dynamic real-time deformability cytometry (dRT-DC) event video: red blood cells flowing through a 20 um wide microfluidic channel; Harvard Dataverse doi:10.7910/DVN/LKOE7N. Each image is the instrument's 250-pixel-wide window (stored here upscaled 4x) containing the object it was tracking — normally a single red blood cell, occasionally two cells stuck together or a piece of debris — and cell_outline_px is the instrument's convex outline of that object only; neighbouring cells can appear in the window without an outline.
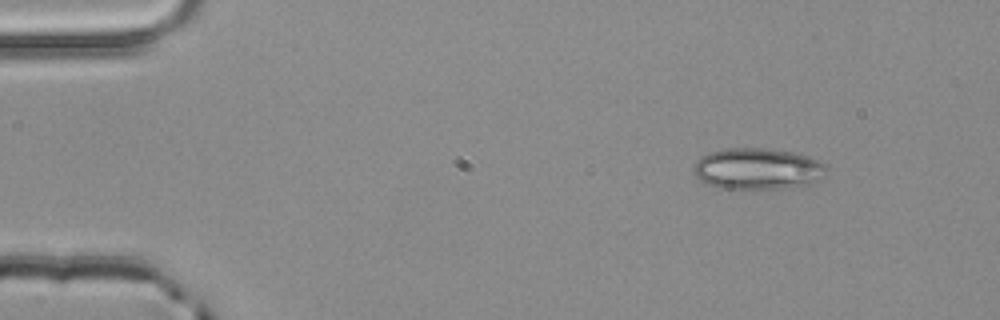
{"species": "common noctule bat (a hibernating species)", "species_latin": "Nyctalus noctula", "temperature_condition": "room temperature", "stored_images_in_passage": 3, "camera_frame_rate_fps": 3000, "um_per_image_px": 0.085, "animal": {"sex": "male", "body_mass_g": 20.4}, "frame": {"image": 1, "passage_image": 1, "time_ms": 0.0, "image_size_px": [1000, 320], "cell_outline_px": [[828, 172], [824, 176], [812, 184], [784, 188], [720, 188], [704, 184], [692, 172], [692, 168], [696, 160], [700, 156], [712, 152], [728, 148], [764, 148], [792, 152], [808, 156], [824, 164]], "centroid_in_image_um": [64.37, 14.35], "position_along_channel_um": 20.6, "area_um2": 32.14}}